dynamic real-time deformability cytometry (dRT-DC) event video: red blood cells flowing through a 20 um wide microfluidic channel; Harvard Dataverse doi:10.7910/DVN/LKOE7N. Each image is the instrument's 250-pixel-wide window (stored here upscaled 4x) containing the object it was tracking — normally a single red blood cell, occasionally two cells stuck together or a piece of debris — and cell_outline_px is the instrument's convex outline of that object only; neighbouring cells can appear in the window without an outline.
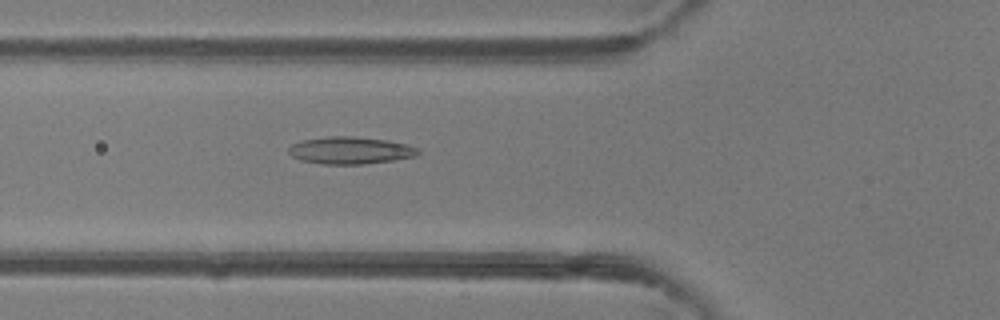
{"species": "common noctule bat (a hibernating species)", "species_latin": "Nyctalus noctula", "temperature_condition": "room temperature", "stored_images_in_passage": 49, "camera_frame_rate_fps": 3000, "um_per_image_px": 0.085, "animal": {"sex": "female"}, "frame": {"image": 1, "passage_image": 18, "time_ms": 5.667, "image_size_px": [1000, 320], "cell_outline_px": [[420, 152], [416, 156], [392, 160], [364, 164], [320, 164], [300, 160], [292, 156], [288, 152], [288, 148], [292, 144], [304, 140], [328, 136], [352, 136], [388, 140], [420, 148]], "centroid_in_image_um": [29.77, 12.78], "position_along_channel_um": 96.0, "area_um2": 20.52}}
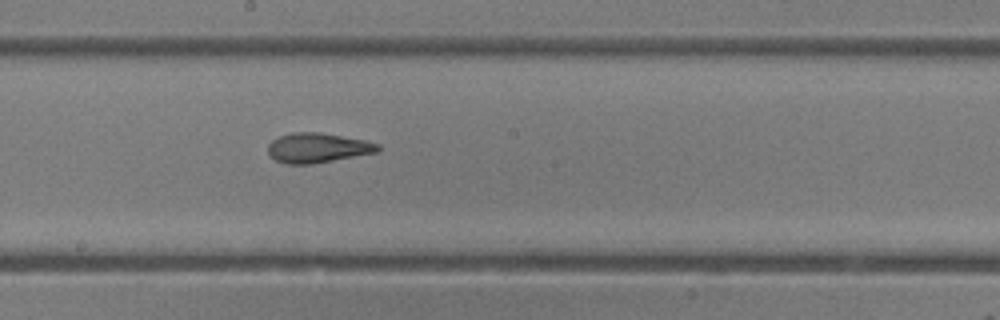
{"frame": {"image": 2, "passage_image": 27, "time_ms": 8.667, "image_size_px": [1000, 320], "cell_outline_px": [[380, 152], [312, 164], [288, 164], [276, 160], [268, 156], [268, 144], [272, 140], [280, 136], [292, 132], [320, 132], [364, 140], [380, 144]], "centroid_in_image_um": [27.0, 12.57], "position_along_channel_um": 221.2, "area_um2": 19.19}}
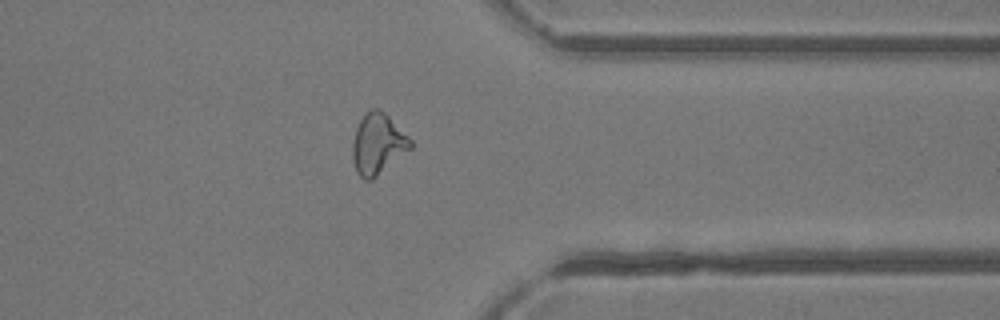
{"frame": {"image": 3, "passage_image": 39, "time_ms": 12.667, "image_size_px": [1000, 320], "cell_outline_px": [[412, 148], [372, 180], [364, 180], [356, 172], [352, 156], [352, 144], [356, 128], [360, 120], [372, 108], [380, 108], [412, 140]], "centroid_in_image_um": [32.11, 12.25], "position_along_channel_um": 379.3, "area_um2": 20.4}, "authors_computed_cell_mechanics": {"area_um2": 20.519, "velocity_mm_per_s": 4.1531, "shape_relaxation_time_tau1_ms": null, "shape_relaxation_time_tau2_ms": 2.2718, "deformation_change_tau1": null, "deformation_change_tau2": 0.1004}}